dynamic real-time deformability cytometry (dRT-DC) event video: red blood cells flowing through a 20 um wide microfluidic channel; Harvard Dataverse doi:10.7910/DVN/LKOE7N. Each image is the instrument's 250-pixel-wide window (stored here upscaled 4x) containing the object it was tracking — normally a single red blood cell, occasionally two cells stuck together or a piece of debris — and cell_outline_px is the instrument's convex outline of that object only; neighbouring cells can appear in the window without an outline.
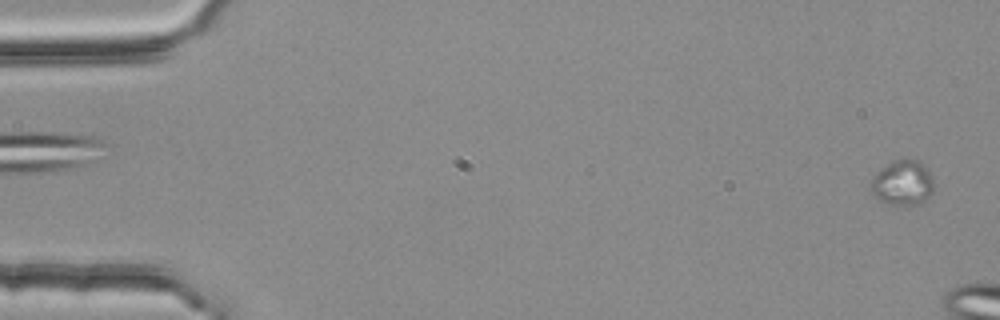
{"species": "common noctule bat (a hibernating species)", "species_latin": "Nyctalus noctula", "temperature_condition": "room temperature", "stored_images_in_passage": 2, "camera_frame_rate_fps": 3000, "um_per_image_px": 0.085, "animal": {"sex": "female", "body_mass_g": 25.1}, "frame": {"image": 1, "passage_image": 2, "time_ms": 0.333, "image_size_px": [1000, 320], "cell_outline_px": [[932, 192], [920, 204], [908, 208], [904, 208], [888, 204], [880, 200], [868, 188], [872, 176], [876, 172], [892, 160], [900, 156], [904, 156], [916, 160], [924, 164], [932, 176]], "centroid_in_image_um": [76.69, 15.54], "position_along_channel_um": 8.3, "area_um2": 17.34}}